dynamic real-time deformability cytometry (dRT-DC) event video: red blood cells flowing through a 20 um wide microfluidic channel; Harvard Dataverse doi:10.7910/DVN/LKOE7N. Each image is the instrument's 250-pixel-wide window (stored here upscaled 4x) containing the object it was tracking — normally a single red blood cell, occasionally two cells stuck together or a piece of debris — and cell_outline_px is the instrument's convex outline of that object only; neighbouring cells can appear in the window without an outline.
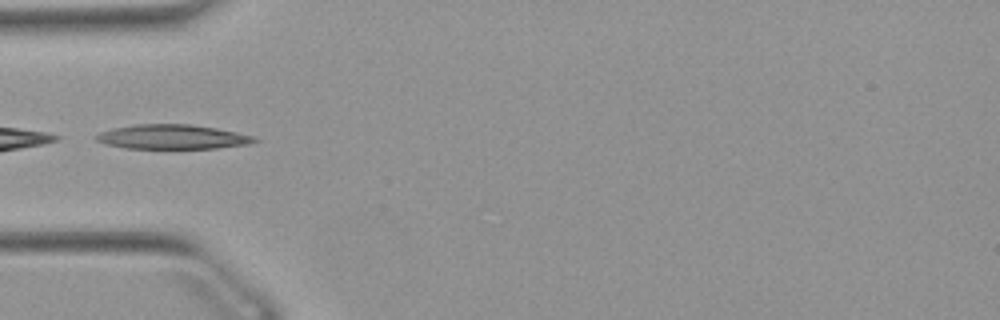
{"species": "Egyptian fruit bat (a non-hibernating species)", "species_latin": "Rousettus aegyptiacus", "temperature_condition": "warm", "stored_images_in_passage": 35, "camera_frame_rate_fps": 3000, "um_per_image_px": 0.085, "animal": {"sex": "female"}, "frame": {"image": 1, "passage_image": 1, "time_ms": 0.0, "image_size_px": [1000, 320], "cell_outline_px": [[260, 140], [248, 144], [216, 148], [124, 148], [104, 144], [96, 140], [96, 136], [100, 132], [112, 128], [136, 124], [192, 124], [216, 128], [256, 136]], "centroid_in_image_um": [14.66, 11.63], "position_along_channel_um": 70.3, "area_um2": 22.6}}
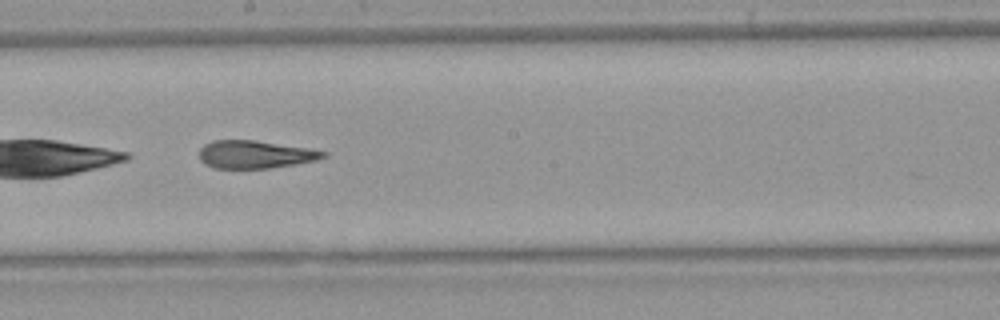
{"frame": {"image": 2, "passage_image": 13, "time_ms": 4.0, "image_size_px": [1000, 320], "cell_outline_px": [[328, 156], [316, 160], [268, 168], [216, 168], [204, 164], [200, 160], [200, 148], [204, 144], [212, 140], [256, 140], [308, 148], [328, 152]], "centroid_in_image_um": [21.67, 13.11], "position_along_channel_um": 226.5, "area_um2": 20.06}}
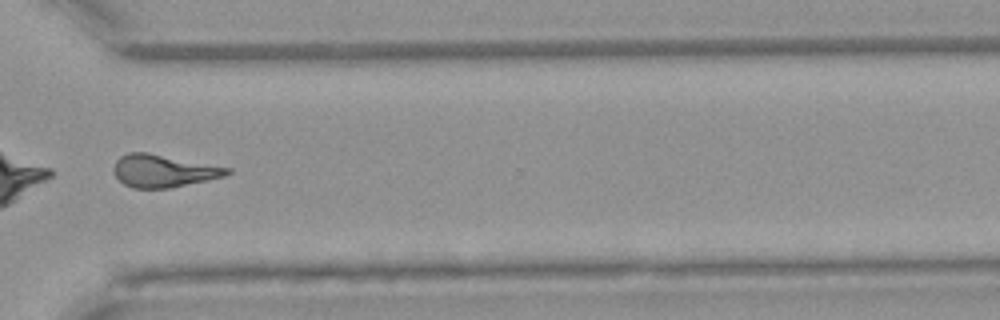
{"frame": {"image": 3, "passage_image": 23, "time_ms": 7.333, "image_size_px": [1000, 320], "cell_outline_px": [[232, 172], [224, 176], [208, 180], [168, 188], [132, 188], [124, 184], [116, 176], [112, 168], [116, 160], [120, 156], [128, 152], [148, 152], [232, 168]], "centroid_in_image_um": [13.88, 14.51], "position_along_channel_um": 356.7, "area_um2": 21.56}}